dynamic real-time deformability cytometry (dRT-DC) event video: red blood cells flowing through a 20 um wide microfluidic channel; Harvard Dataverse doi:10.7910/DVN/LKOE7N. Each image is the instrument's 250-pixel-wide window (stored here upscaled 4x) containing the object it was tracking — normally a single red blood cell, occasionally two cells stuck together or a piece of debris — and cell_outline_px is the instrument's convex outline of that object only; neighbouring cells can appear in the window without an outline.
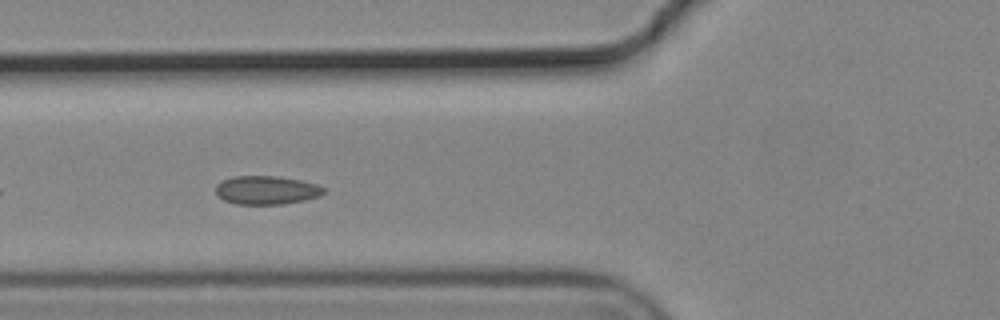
{"species": "common noctule bat (a hibernating species)", "species_latin": "Nyctalus noctula", "temperature_condition": "cold", "stored_images_in_passage": 8, "camera_frame_rate_fps": 3000, "um_per_image_px": 0.085, "animal": {"sex": "male", "body_mass_g": 19.2, "forearm_length_mm": 51.8}, "frame": {"image": 1, "passage_image": 5, "time_ms": 1.333, "image_size_px": [1000, 320], "cell_outline_px": [[324, 192], [320, 196], [304, 200], [284, 204], [236, 204], [224, 200], [216, 192], [216, 184], [220, 180], [232, 176], [276, 176], [300, 180], [316, 184], [324, 188]], "centroid_in_image_um": [22.63, 16.15], "position_along_channel_um": 103.2, "area_um2": 17.98}}
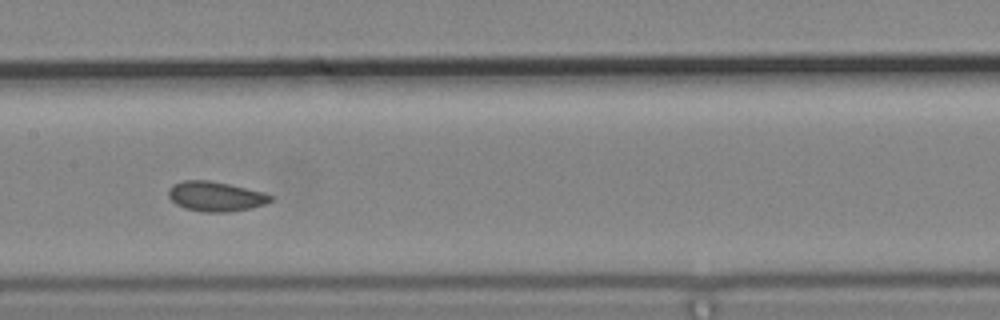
{"frame": {"image": 2, "passage_image": 7, "time_ms": 2.0, "image_size_px": [1000, 320], "cell_outline_px": [[272, 200], [264, 204], [252, 208], [228, 212], [204, 212], [184, 208], [176, 204], [168, 196], [168, 188], [172, 184], [184, 180], [208, 180], [228, 184], [264, 192], [272, 196]], "centroid_in_image_um": [18.3, 16.69], "position_along_channel_um": 189.1, "area_um2": 17.74}}
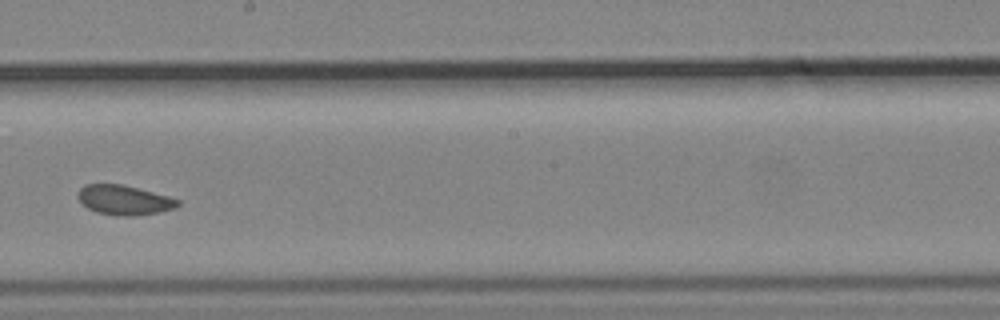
{"frame": {"image": 3, "passage_image": 8, "time_ms": 2.333, "image_size_px": [1000, 320], "cell_outline_px": [[180, 204], [176, 208], [160, 212], [132, 216], [116, 216], [96, 212], [88, 208], [76, 196], [80, 188], [84, 184], [124, 184], [168, 196], [180, 200]], "centroid_in_image_um": [10.56, 17.0], "position_along_channel_um": 237.6, "area_um2": 17.4}}